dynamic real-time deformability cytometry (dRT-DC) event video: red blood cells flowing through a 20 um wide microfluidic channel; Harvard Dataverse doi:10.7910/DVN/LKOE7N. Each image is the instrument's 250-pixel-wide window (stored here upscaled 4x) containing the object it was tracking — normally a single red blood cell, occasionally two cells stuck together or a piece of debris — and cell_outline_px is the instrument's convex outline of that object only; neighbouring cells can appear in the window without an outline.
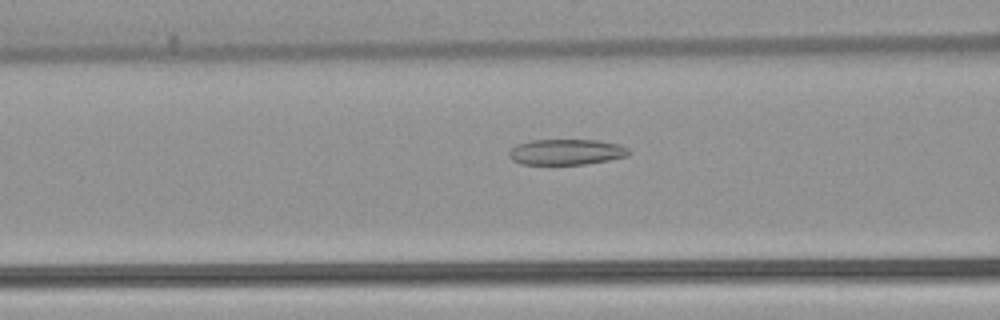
{"species": "common noctule bat (a hibernating species)", "species_latin": "Nyctalus noctula", "temperature_condition": "warm", "stored_images_in_passage": 52, "camera_frame_rate_fps": 3000, "um_per_image_px": 0.085, "animal": {"sex": "female", "body_mass_g": 22.7, "forearm_length_mm": 54.2}, "frame": {"image": 1, "passage_image": 21, "time_ms": 6.667, "image_size_px": [1000, 320], "cell_outline_px": [[632, 152], [628, 156], [608, 160], [584, 164], [520, 164], [512, 160], [508, 156], [508, 152], [516, 144], [532, 140], [600, 140], [620, 144], [628, 148]], "centroid_in_image_um": [48.15, 12.91], "position_along_channel_um": 118.5, "area_um2": 18.09}}
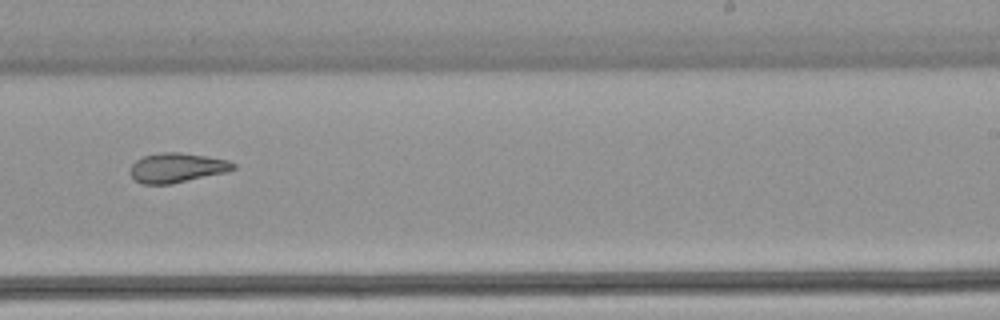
{"frame": {"image": 2, "passage_image": 33, "time_ms": 10.667, "image_size_px": [1000, 320], "cell_outline_px": [[236, 168], [228, 172], [172, 184], [144, 184], [132, 180], [128, 172], [132, 164], [136, 160], [144, 156], [160, 152], [180, 152], [228, 160], [236, 164]], "centroid_in_image_um": [15.01, 14.27], "position_along_channel_um": 274.0, "area_um2": 18.03}}
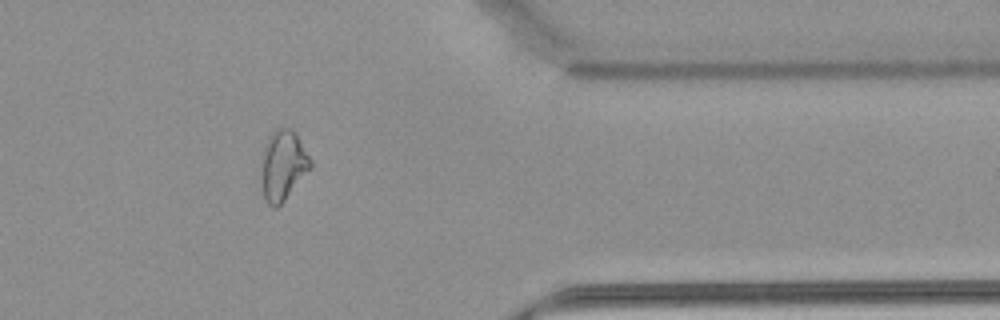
{"frame": {"image": 3, "passage_image": 43, "time_ms": 14.0, "image_size_px": [1000, 320], "cell_outline_px": [[312, 168], [284, 200], [276, 208], [272, 208], [264, 200], [260, 172], [260, 156], [268, 136], [276, 128], [288, 128], [296, 132], [312, 160]], "centroid_in_image_um": [24.03, 14.05], "position_along_channel_um": 387.4, "area_um2": 20.63}, "authors_computed_cell_mechanics": {"area_um2": 21.097, "velocity_mm_per_s": 3.8994, "shape_relaxation_time_tau1_ms": null, "shape_relaxation_time_tau2_ms": 4.7889, "deformation_change_tau1": null, "deformation_change_tau2": 0.1254}}